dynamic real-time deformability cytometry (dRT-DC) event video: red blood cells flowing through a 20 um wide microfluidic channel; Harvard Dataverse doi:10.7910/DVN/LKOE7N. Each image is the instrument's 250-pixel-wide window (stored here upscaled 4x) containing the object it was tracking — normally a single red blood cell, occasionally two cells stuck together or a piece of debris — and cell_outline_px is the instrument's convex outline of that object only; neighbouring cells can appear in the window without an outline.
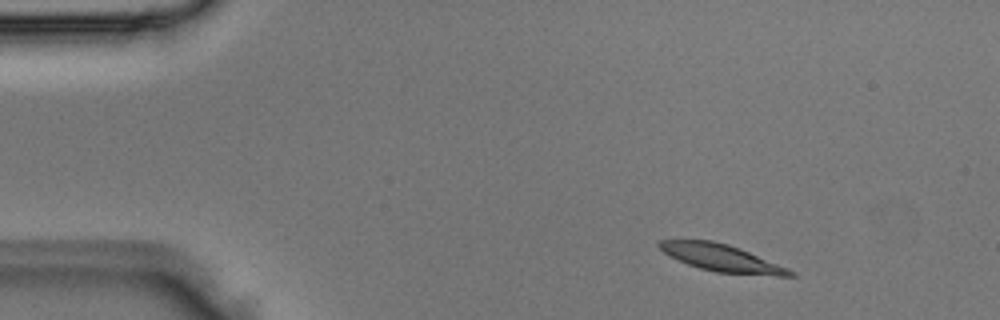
{"species": "Egyptian fruit bat (a non-hibernating species)", "species_latin": "Rousettus aegyptiacus", "temperature_condition": "room temperature", "stored_images_in_passage": 4, "camera_frame_rate_fps": 3000, "um_per_image_px": 0.085, "animal": {"sex": "male"}, "frame": {"image": 1, "passage_image": 1, "time_ms": 0.0, "image_size_px": [1000, 320], "cell_outline_px": [[796, 276], [776, 276], [716, 272], [700, 268], [688, 264], [664, 252], [656, 244], [660, 240], [712, 240], [728, 244], [740, 248], [788, 268], [796, 272]], "centroid_in_image_um": [61.38, 21.92], "position_along_channel_um": 23.6, "area_um2": 20.46}}
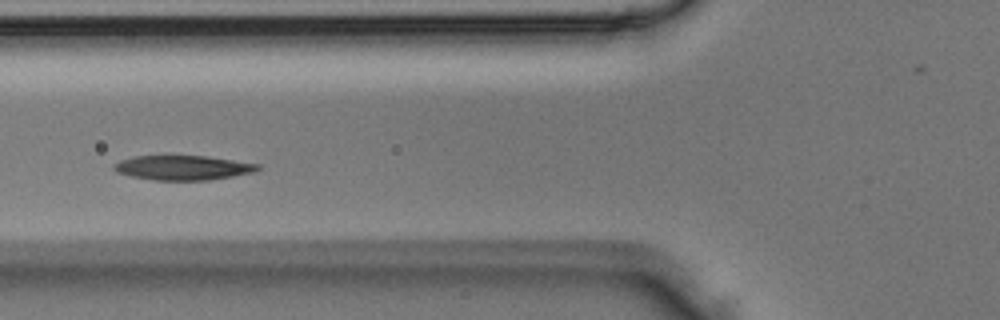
{"frame": {"image": 2, "passage_image": 4, "time_ms": 1.0, "image_size_px": [1000, 320], "cell_outline_px": [[260, 168], [252, 172], [232, 176], [208, 180], [152, 180], [132, 176], [116, 172], [112, 168], [120, 160], [136, 156], [204, 156], [260, 164]], "centroid_in_image_um": [15.53, 14.26], "position_along_channel_um": 110.3, "area_um2": 20.29}}